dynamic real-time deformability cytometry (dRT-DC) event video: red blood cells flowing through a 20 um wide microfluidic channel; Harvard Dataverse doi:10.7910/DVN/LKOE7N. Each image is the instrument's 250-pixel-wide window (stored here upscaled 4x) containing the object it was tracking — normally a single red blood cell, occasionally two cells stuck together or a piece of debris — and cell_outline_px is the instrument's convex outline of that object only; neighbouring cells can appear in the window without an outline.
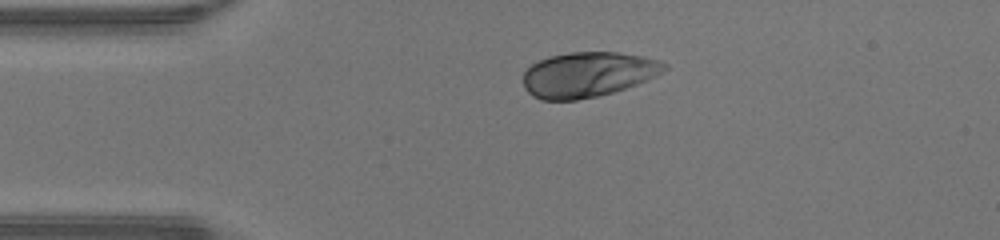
{"species": "human", "species_latin": "Homo sapiens", "temperature_condition": "warm", "stored_images_in_passage": 38, "camera_frame_rate_fps": 3000, "um_per_image_px": 0.085, "donor": {"sex": "male"}, "frame": {"image": 1, "passage_image": 1, "time_ms": 0.0, "image_size_px": [1000, 240], "cell_outline_px": [[668, 68], [648, 80], [600, 96], [576, 100], [540, 100], [532, 96], [524, 88], [524, 72], [532, 64], [548, 56], [572, 52], [616, 52], [644, 56], [660, 60], [668, 64]], "centroid_in_image_um": [49.98, 6.33], "position_along_channel_um": 35.0, "area_um2": 37.22}}
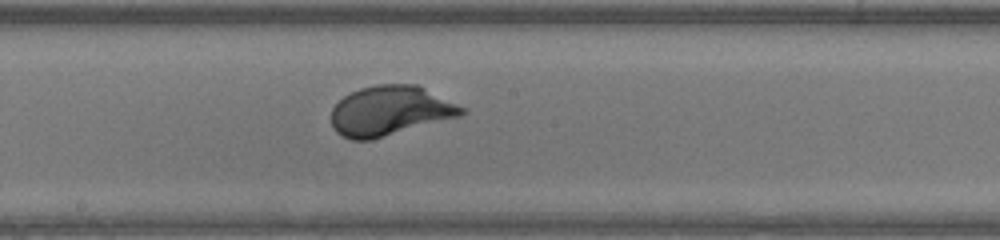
{"frame": {"image": 2, "passage_image": 16, "time_ms": 5.0, "image_size_px": [1000, 240], "cell_outline_px": [[468, 112], [460, 116], [372, 140], [352, 140], [336, 132], [332, 128], [332, 108], [344, 96], [360, 88], [376, 84], [416, 84], [464, 108]], "centroid_in_image_um": [33.13, 9.43], "position_along_channel_um": 215.1, "area_um2": 37.51}}
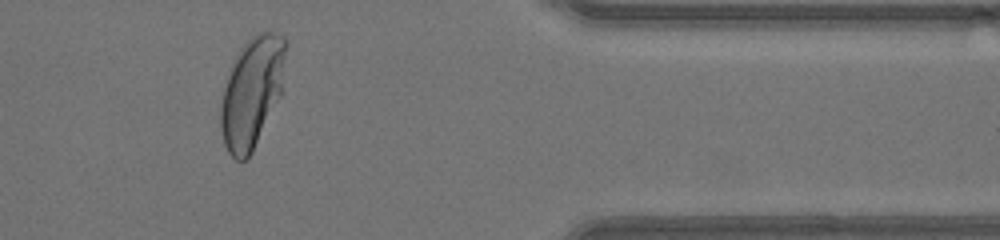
{"frame": {"image": 3, "passage_image": 30, "time_ms": 9.667, "image_size_px": [1000, 240], "cell_outline_px": [[288, 44], [284, 88], [252, 152], [244, 160], [236, 160], [228, 152], [224, 144], [220, 124], [220, 108], [224, 80], [228, 68], [240, 48], [256, 32], [272, 32], [284, 36]], "centroid_in_image_um": [21.43, 7.77], "position_along_channel_um": 390.0, "area_um2": 42.77}, "authors_computed_cell_mechanics": {"area_um2": 37.8012, "velocity_mm_per_s": 4.3005, "shape_relaxation_time_tau1_ms": 2.1849, "shape_relaxation_time_tau2_ms": null, "deformation_change_tau1": 0.1672, "deformation_change_tau2": null}}